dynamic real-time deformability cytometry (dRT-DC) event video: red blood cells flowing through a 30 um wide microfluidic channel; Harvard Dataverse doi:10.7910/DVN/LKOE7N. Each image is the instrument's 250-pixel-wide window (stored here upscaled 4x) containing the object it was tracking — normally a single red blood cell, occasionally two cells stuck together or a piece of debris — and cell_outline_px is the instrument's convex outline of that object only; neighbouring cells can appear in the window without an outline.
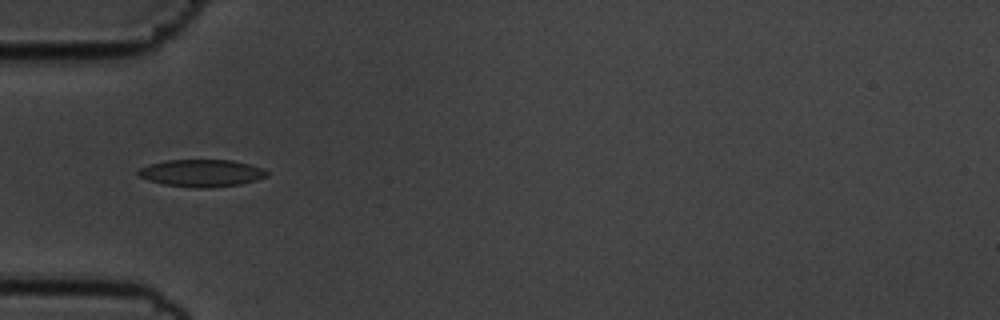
{"species": "common noctule bat (a hibernating species)", "species_latin": "Nyctalus noctula", "temperature_condition": "cold", "stored_images_in_passage": 41, "camera_frame_rate_fps": 3000, "um_per_image_px": 0.085, "animal": {"sex": "male", "body_mass_g": 19.5, "forearm_length_mm": 54.6}, "frame": {"image": 1, "passage_image": 3, "time_ms": 0.667, "image_size_px": [1000, 320], "cell_outline_px": [[268, 176], [256, 180], [240, 184], [208, 188], [192, 188], [164, 184], [148, 180], [136, 176], [136, 172], [140, 168], [152, 164], [168, 160], [232, 160], [264, 168], [268, 172]], "centroid_in_image_um": [17.13, 14.72], "position_along_channel_um": 67.9, "area_um2": 20.46}}
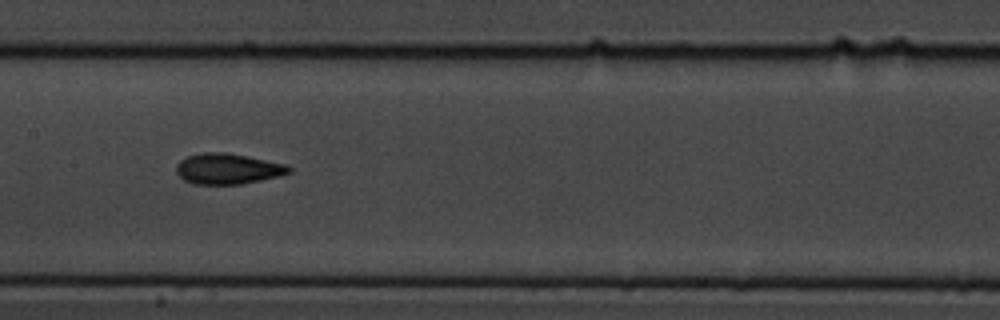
{"frame": {"image": 2, "passage_image": 13, "time_ms": 4.0, "image_size_px": [1000, 320], "cell_outline_px": [[292, 172], [280, 176], [240, 184], [196, 184], [184, 180], [176, 172], [176, 164], [180, 160], [188, 156], [204, 152], [224, 152], [284, 164], [292, 168]], "centroid_in_image_um": [19.34, 14.35], "position_along_channel_um": 188.1, "area_um2": 19.88}}
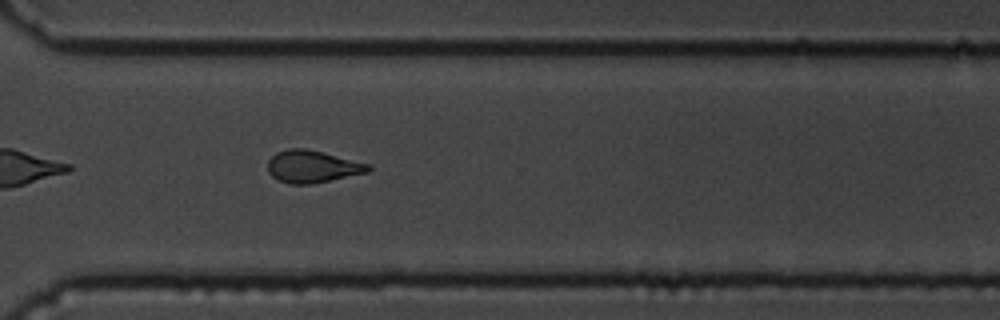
{"frame": {"image": 3, "passage_image": 26, "time_ms": 8.333, "image_size_px": [1000, 320], "cell_outline_px": [[372, 168], [368, 172], [312, 184], [288, 184], [276, 180], [268, 172], [268, 160], [276, 152], [288, 148], [304, 148], [372, 164]], "centroid_in_image_um": [26.54, 14.16], "position_along_channel_um": 344.1, "area_um2": 19.02}, "authors_computed_cell_mechanics": {"area_um2": 19.1896, "velocity_mm_per_s": 3.6182, "shape_relaxation_time_tau1_ms": 4.5472, "shape_relaxation_time_tau2_ms": 2.3124, "deformation_change_tau1": 0.1603, "deformation_change_tau2": 0.0956}}